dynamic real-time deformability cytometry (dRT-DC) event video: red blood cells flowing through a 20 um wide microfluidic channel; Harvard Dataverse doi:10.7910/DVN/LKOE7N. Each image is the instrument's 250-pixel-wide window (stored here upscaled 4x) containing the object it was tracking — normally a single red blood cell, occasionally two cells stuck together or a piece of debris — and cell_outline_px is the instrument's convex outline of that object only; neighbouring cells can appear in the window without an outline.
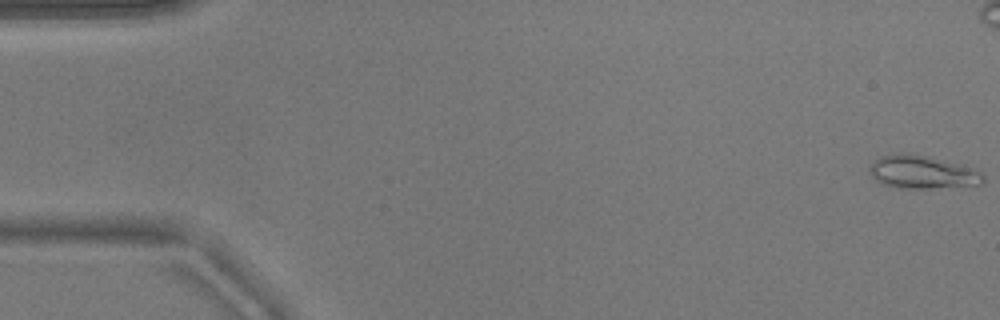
{"species": "common noctule bat (a hibernating species)", "species_latin": "Nyctalus noctula", "temperature_condition": "warm", "stored_images_in_passage": 53, "camera_frame_rate_fps": 3000, "um_per_image_px": 0.085, "animal": {"sex": "male", "body_mass_g": 17.9}, "frame": {"image": 1, "passage_image": 1, "time_ms": 0.0, "image_size_px": [1000, 320], "cell_outline_px": [[984, 184], [928, 188], [896, 188], [880, 184], [868, 172], [868, 164], [880, 156], [924, 156], [972, 168], [984, 172]], "centroid_in_image_um": [78.38, 14.68], "position_along_channel_um": 6.6, "area_um2": 21.27}}
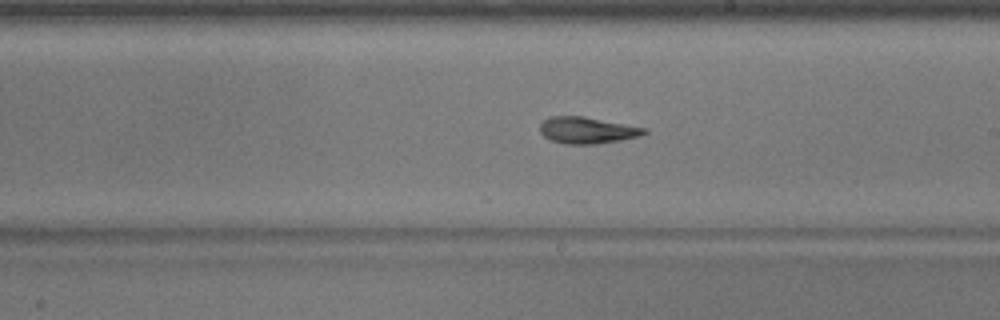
{"frame": {"image": 2, "passage_image": 30, "time_ms": 9.667, "image_size_px": [1000, 320], "cell_outline_px": [[648, 132], [640, 136], [620, 140], [596, 144], [564, 144], [552, 140], [544, 136], [540, 132], [540, 124], [548, 116], [584, 116], [648, 128]], "centroid_in_image_um": [49.92, 11.06], "position_along_channel_um": 239.1, "area_um2": 16.24}}
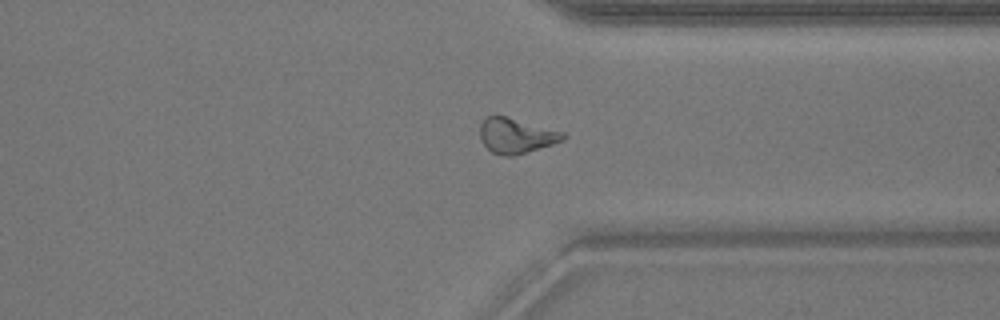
{"frame": {"image": 3, "passage_image": 40, "time_ms": 13.0, "image_size_px": [1000, 320], "cell_outline_px": [[568, 136], [564, 140], [552, 144], [512, 156], [504, 156], [492, 152], [480, 140], [480, 124], [484, 116], [504, 116], [564, 132]], "centroid_in_image_um": [43.85, 11.53], "position_along_channel_um": 367.5, "area_um2": 16.82}, "authors_computed_cell_mechanics": {"area_um2": 17.3978, "velocity_mm_per_s": 3.878, "shape_relaxation_time_tau1_ms": null, "shape_relaxation_time_tau2_ms": 2.3057, "deformation_change_tau1": null, "deformation_change_tau2": 0.0996}}